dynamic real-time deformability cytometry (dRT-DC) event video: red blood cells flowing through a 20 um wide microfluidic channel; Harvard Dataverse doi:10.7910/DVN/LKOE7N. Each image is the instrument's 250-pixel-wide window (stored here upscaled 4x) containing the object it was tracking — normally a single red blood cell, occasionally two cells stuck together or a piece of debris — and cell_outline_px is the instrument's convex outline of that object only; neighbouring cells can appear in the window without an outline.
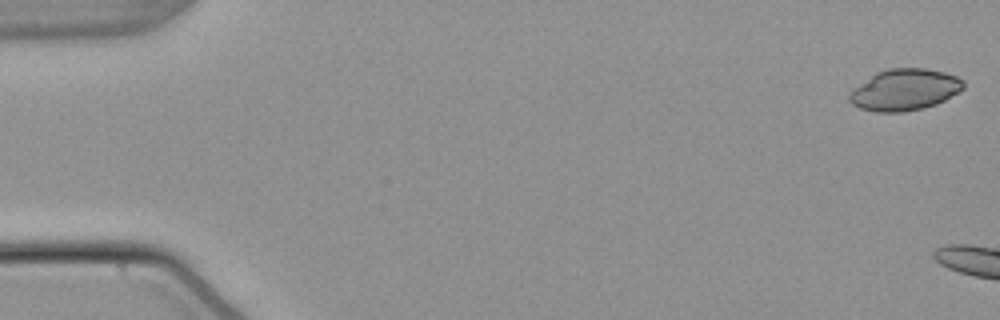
{"species": "common noctule bat (a hibernating species)", "species_latin": "Nyctalus noctula", "temperature_condition": "warm", "stored_images_in_passage": 8, "camera_frame_rate_fps": 3000, "um_per_image_px": 0.085, "animal": {"sex": "male", "body_mass_g": 21.5, "forearm_length_mm": 52.0}, "frame": {"image": 1, "passage_image": 1, "time_ms": 0.0, "image_size_px": [1000, 320], "cell_outline_px": [[964, 88], [960, 92], [936, 104], [924, 108], [904, 112], [876, 112], [860, 108], [852, 104], [848, 100], [848, 96], [860, 84], [876, 72], [888, 68], [924, 68], [944, 72], [956, 76], [964, 80]], "centroid_in_image_um": [76.92, 7.63], "position_along_channel_um": 8.1, "area_um2": 27.51}}